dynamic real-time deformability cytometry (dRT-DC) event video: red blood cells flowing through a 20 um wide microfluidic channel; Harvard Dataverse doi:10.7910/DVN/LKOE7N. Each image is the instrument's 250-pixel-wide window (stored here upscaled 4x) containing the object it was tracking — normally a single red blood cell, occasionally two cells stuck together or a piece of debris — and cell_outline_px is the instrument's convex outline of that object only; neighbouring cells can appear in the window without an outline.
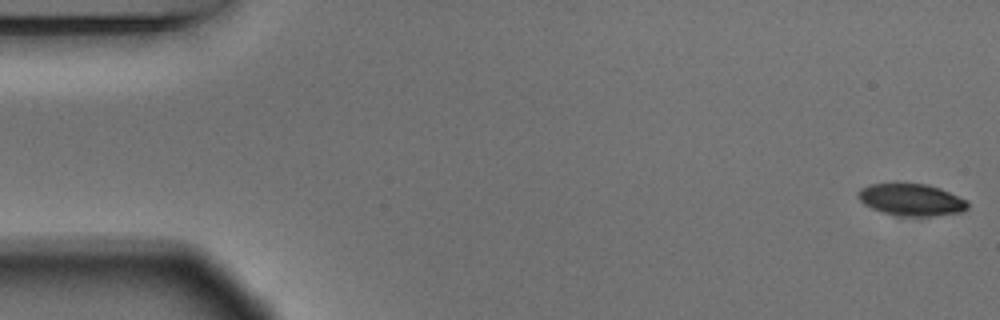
{"species": "Egyptian fruit bat (a non-hibernating species)", "species_latin": "Rousettus aegyptiacus", "temperature_condition": "warm", "stored_images_in_passage": 16, "camera_frame_rate_fps": 3000, "um_per_image_px": 0.085, "animal": {"sex": "male"}, "frame": {"image": 1, "passage_image": 1, "time_ms": 0.0, "image_size_px": [1000, 320], "cell_outline_px": [[968, 208], [964, 212], [936, 216], [900, 216], [884, 212], [872, 208], [864, 204], [860, 200], [860, 188], [872, 184], [896, 180], [928, 184], [940, 188], [968, 200]], "centroid_in_image_um": [77.5, 16.94], "position_along_channel_um": 7.5, "area_um2": 21.1}}